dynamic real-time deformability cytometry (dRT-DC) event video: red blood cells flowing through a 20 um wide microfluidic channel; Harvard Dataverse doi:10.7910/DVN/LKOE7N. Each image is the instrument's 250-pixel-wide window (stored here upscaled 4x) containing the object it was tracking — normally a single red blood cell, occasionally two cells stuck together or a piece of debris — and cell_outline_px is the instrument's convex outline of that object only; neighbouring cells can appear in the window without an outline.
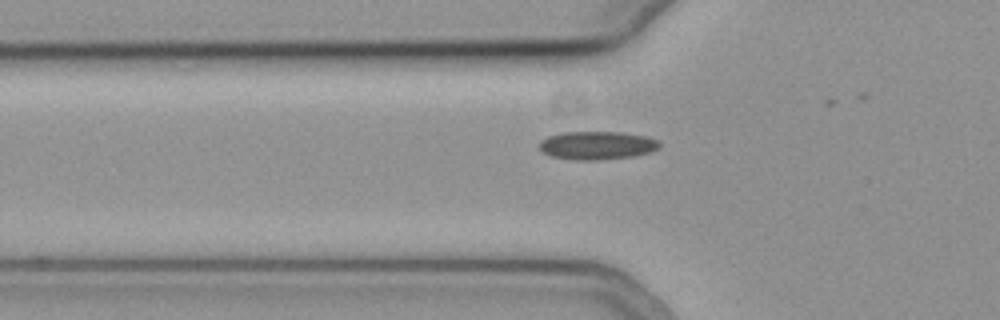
{"species": "common noctule bat (a hibernating species)", "species_latin": "Nyctalus noctula", "temperature_condition": "cold", "stored_images_in_passage": 28, "camera_frame_rate_fps": 3000, "um_per_image_px": 0.085, "animal": {"sex": "female", "body_mass_g": 19.3, "forearm_length_mm": 54.1}, "frame": {"image": 1, "passage_image": 4, "time_ms": 1.0, "image_size_px": [1000, 320], "cell_outline_px": [[660, 148], [636, 156], [596, 160], [576, 160], [552, 156], [544, 152], [540, 148], [540, 140], [548, 136], [560, 132], [620, 132], [648, 136], [660, 140]], "centroid_in_image_um": [50.79, 12.35], "position_along_channel_um": 75.0, "area_um2": 19.88}}
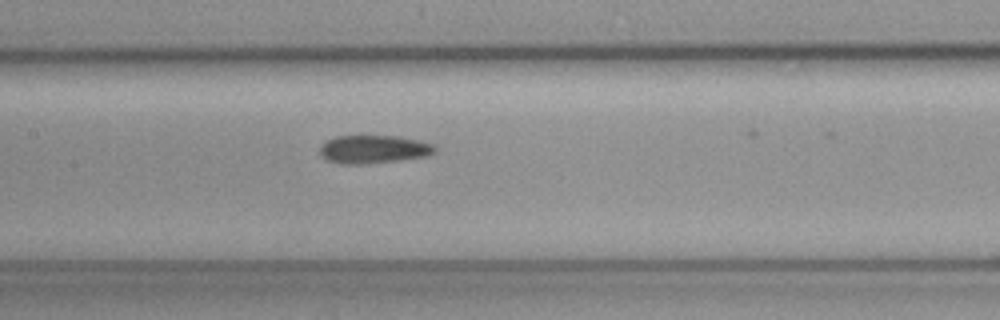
{"frame": {"image": 2, "passage_image": 12, "time_ms": 3.667, "image_size_px": [1000, 320], "cell_outline_px": [[436, 152], [424, 156], [400, 160], [360, 164], [340, 164], [328, 160], [320, 156], [320, 148], [328, 140], [336, 136], [400, 136], [436, 144]], "centroid_in_image_um": [31.78, 12.68], "position_along_channel_um": 175.6, "area_um2": 18.84}}
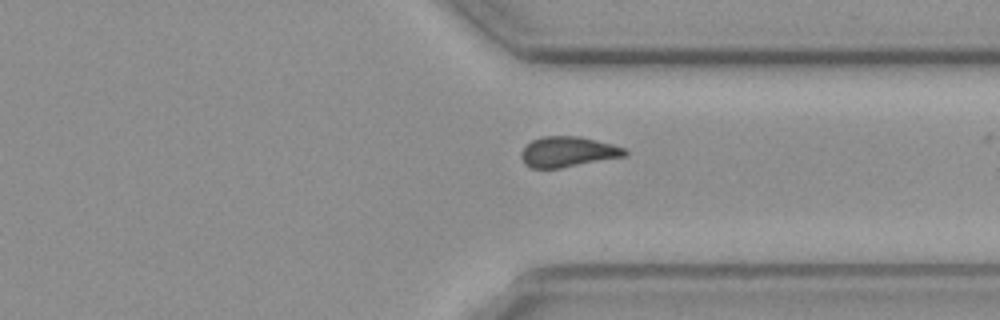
{"frame": {"image": 3, "passage_image": 27, "time_ms": 8.667, "image_size_px": [1000, 320], "cell_outline_px": [[628, 156], [560, 168], [532, 168], [524, 164], [520, 156], [520, 152], [532, 140], [540, 136], [580, 136], [612, 144], [624, 148], [628, 152]], "centroid_in_image_um": [48.27, 12.9], "position_along_channel_um": 363.1, "area_um2": 18.5}}